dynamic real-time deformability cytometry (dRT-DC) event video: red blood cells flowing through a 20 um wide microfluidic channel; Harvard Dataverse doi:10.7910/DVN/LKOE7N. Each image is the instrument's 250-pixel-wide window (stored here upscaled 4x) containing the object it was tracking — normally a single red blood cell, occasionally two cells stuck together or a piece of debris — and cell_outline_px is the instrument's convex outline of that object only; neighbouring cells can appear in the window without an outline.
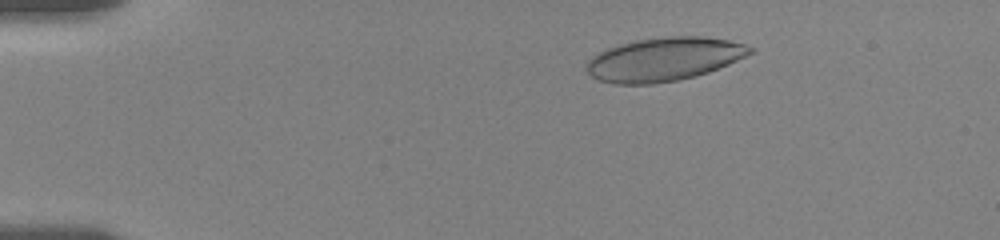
{"species": "human", "species_latin": "Homo sapiens", "temperature_condition": "room temperature", "stored_images_in_passage": 33, "camera_frame_rate_fps": 3000, "um_per_image_px": 0.085, "donor": {"sex": "female"}, "frame": {"image": 1, "passage_image": 3, "time_ms": 2.333, "image_size_px": [1000, 240], "cell_outline_px": [[756, 52], [728, 64], [708, 72], [696, 76], [676, 80], [652, 84], [616, 84], [600, 80], [592, 76], [584, 68], [588, 60], [592, 56], [608, 48], [620, 44], [636, 40], [668, 36], [704, 36], [728, 40], [744, 44], [756, 48]], "centroid_in_image_um": [56.47, 5.03], "position_along_channel_um": 28.5, "area_um2": 41.5}}
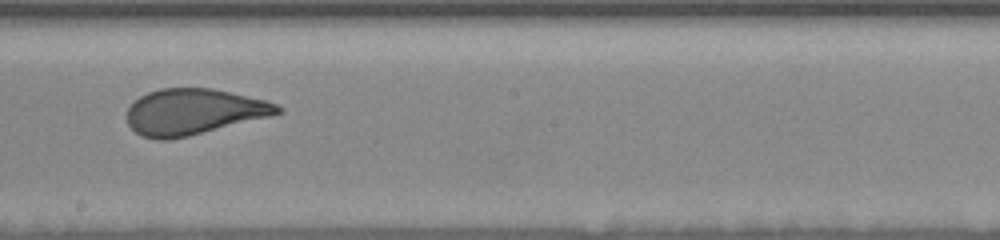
{"frame": {"image": 2, "passage_image": 18, "time_ms": 10.0, "image_size_px": [1000, 240], "cell_outline_px": [[284, 108], [280, 112], [272, 116], [188, 136], [168, 140], [156, 140], [140, 136], [128, 124], [128, 108], [140, 96], [148, 92], [160, 88], [212, 88], [268, 100]], "centroid_in_image_um": [16.47, 9.5], "position_along_channel_um": 231.7, "area_um2": 40.34}}
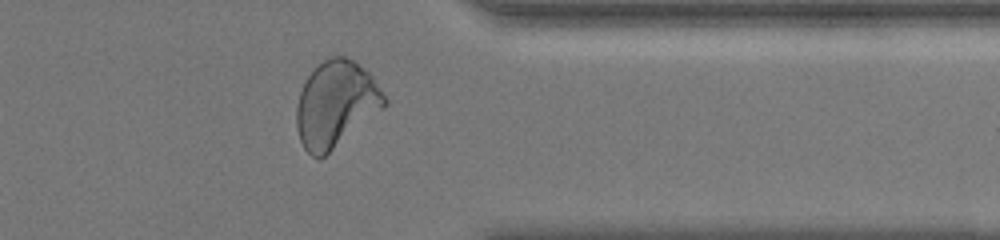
{"frame": {"image": 3, "passage_image": 27, "time_ms": 14.333, "image_size_px": [1000, 240], "cell_outline_px": [[388, 104], [324, 156], [312, 156], [304, 148], [300, 140], [296, 124], [296, 108], [300, 92], [308, 76], [324, 60], [332, 56], [344, 56], [352, 60], [364, 68], [372, 76], [388, 100]], "centroid_in_image_um": [28.55, 8.84], "position_along_channel_um": 382.9, "area_um2": 43.35}, "authors_computed_cell_mechanics": {"area_um2": 41.9628, "velocity_mm_per_s": 3.6063, "shape_relaxation_time_tau1_ms": 6.1453, "shape_relaxation_time_tau2_ms": null, "deformation_change_tau1": 0.1895, "deformation_change_tau2": null}}